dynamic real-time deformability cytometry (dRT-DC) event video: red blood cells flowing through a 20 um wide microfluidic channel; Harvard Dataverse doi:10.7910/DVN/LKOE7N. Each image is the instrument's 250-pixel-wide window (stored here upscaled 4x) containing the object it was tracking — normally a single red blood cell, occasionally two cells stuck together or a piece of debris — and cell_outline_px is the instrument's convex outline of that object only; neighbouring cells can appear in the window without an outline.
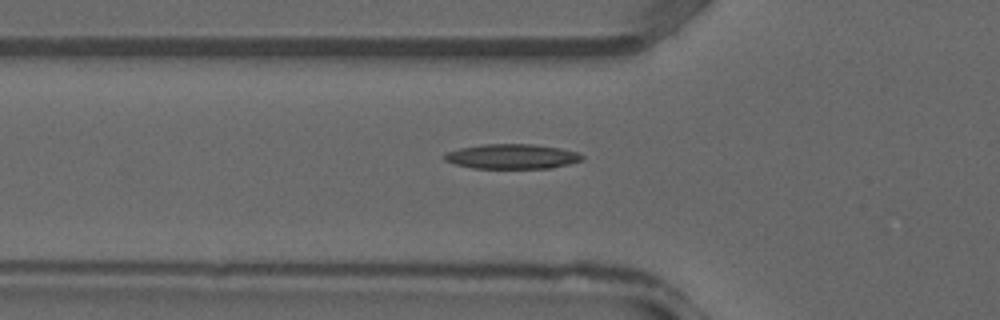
{"species": "common noctule bat (a hibernating species)", "species_latin": "Nyctalus noctula", "temperature_condition": "warm", "stored_images_in_passage": 34, "camera_frame_rate_fps": 3000, "um_per_image_px": 0.085, "animal": {"sex": "male", "forearm_length_mm": 52.5}, "frame": {"image": 1, "passage_image": 10, "time_ms": 3.0, "image_size_px": [1000, 320], "cell_outline_px": [[584, 160], [552, 168], [472, 168], [456, 164], [444, 160], [444, 156], [448, 152], [460, 148], [484, 144], [532, 144], [560, 148], [576, 152], [584, 156]], "centroid_in_image_um": [43.55, 13.3], "position_along_channel_um": 82.3, "area_um2": 19.77}}
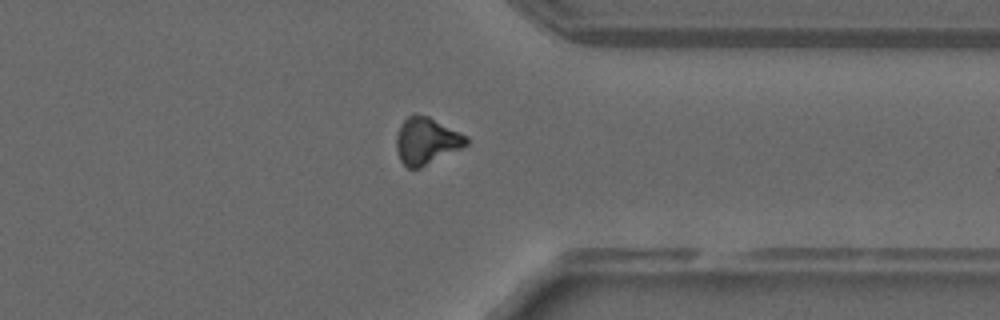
{"frame": {"image": 2, "passage_image": 26, "time_ms": 8.333, "image_size_px": [1000, 320], "cell_outline_px": [[468, 144], [420, 168], [408, 168], [400, 160], [396, 148], [396, 136], [400, 124], [408, 116], [428, 116], [468, 136]], "centroid_in_image_um": [36.23, 11.98], "position_along_channel_um": 375.2, "area_um2": 18.73}}
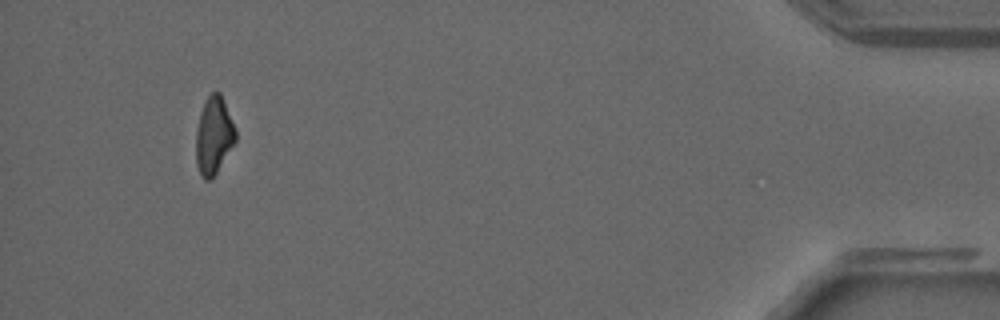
{"frame": {"image": 3, "passage_image": 32, "time_ms": 10.333, "image_size_px": [1000, 320], "cell_outline_px": [[236, 140], [212, 180], [204, 180], [200, 176], [196, 164], [196, 128], [200, 112], [208, 96], [212, 92], [220, 92], [236, 128]], "centroid_in_image_um": [18.16, 11.55], "position_along_channel_um": 417.0, "area_um2": 17.98}}